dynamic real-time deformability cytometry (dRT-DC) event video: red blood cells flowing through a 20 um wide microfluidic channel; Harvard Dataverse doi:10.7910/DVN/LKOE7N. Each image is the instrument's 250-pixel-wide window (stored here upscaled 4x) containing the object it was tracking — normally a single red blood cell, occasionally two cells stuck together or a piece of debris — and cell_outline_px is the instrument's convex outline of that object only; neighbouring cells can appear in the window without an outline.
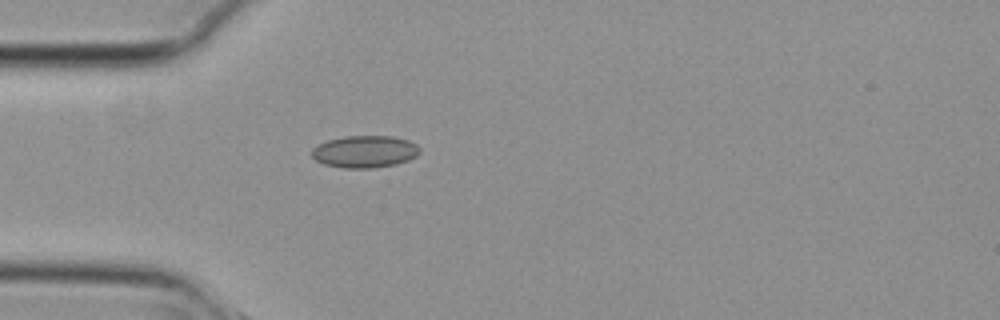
{"species": "common noctule bat (a hibernating species)", "species_latin": "Nyctalus noctula", "temperature_condition": "cold", "stored_images_in_passage": 1, "camera_frame_rate_fps": 3000, "um_per_image_px": 0.085, "animal": {"sex": "female", "body_mass_g": 29.2, "forearm_length_mm": 56.3}, "frame": {"image": 1, "passage_image": 1, "time_ms": 0.0, "image_size_px": [1000, 320], "cell_outline_px": [[420, 152], [416, 156], [408, 160], [396, 164], [372, 168], [344, 168], [324, 164], [316, 160], [312, 156], [312, 148], [328, 140], [344, 136], [392, 136], [408, 140], [416, 144], [420, 148]], "centroid_in_image_um": [31.02, 12.88], "position_along_channel_um": 54.0, "area_um2": 20.17}}